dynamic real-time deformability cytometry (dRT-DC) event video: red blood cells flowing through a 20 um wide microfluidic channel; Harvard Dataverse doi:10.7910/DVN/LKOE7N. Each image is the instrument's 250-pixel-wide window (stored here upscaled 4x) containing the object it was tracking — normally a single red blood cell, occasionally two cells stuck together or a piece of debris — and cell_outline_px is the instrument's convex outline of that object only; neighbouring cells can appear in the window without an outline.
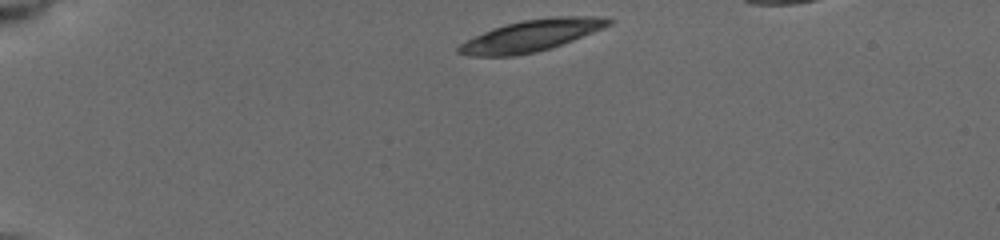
{"species": "common noctule bat (a hibernating species)", "species_latin": "Nyctalus noctula", "temperature_condition": "cold", "stored_images_in_passage": 4, "camera_frame_rate_fps": 3000, "um_per_image_px": 0.085, "animal": {"sex": "female", "body_mass_g": 19.5, "forearm_length_mm": 54.1}, "frame": {"image": 1, "passage_image": 1, "time_ms": 0.0, "image_size_px": [1000, 240], "cell_outline_px": [[616, 20], [612, 24], [604, 28], [572, 40], [536, 52], [516, 56], [468, 56], [456, 52], [456, 48], [460, 44], [484, 32], [508, 24], [524, 20], [552, 16], [604, 16]], "centroid_in_image_um": [45.22, 3.02], "position_along_channel_um": 39.8, "area_um2": 27.34}}